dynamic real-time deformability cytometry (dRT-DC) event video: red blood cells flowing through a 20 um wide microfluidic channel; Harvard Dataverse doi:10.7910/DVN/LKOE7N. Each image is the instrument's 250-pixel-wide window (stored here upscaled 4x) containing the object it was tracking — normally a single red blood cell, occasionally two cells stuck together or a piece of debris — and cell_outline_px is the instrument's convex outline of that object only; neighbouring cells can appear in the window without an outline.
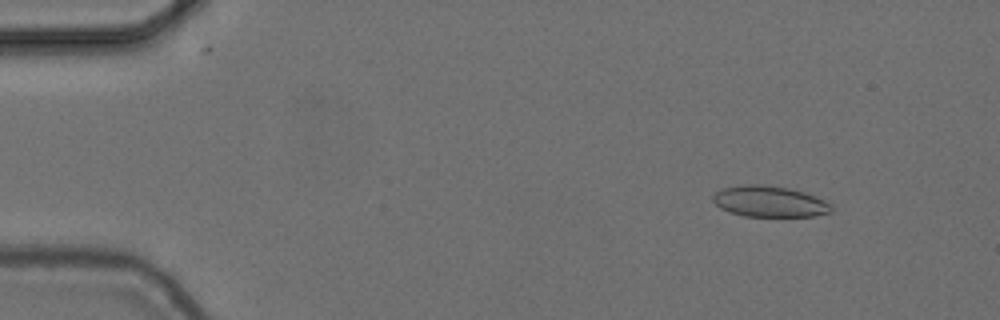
{"species": "common noctule bat (a hibernating species)", "species_latin": "Nyctalus noctula", "temperature_condition": "cold", "stored_images_in_passage": 56, "camera_frame_rate_fps": 3000, "um_per_image_px": 0.085, "animal": {"sex": "female", "body_mass_g": 24.6, "forearm_length_mm": 56.2}, "frame": {"image": 1, "passage_image": 7, "time_ms": 2.0, "image_size_px": [1000, 320], "cell_outline_px": [[832, 212], [816, 216], [744, 216], [728, 212], [720, 208], [712, 200], [712, 196], [716, 192], [724, 188], [744, 184], [760, 184], [788, 188], [804, 192], [824, 200], [832, 204]], "centroid_in_image_um": [65.41, 17.13], "position_along_channel_um": 19.6, "area_um2": 21.44}}
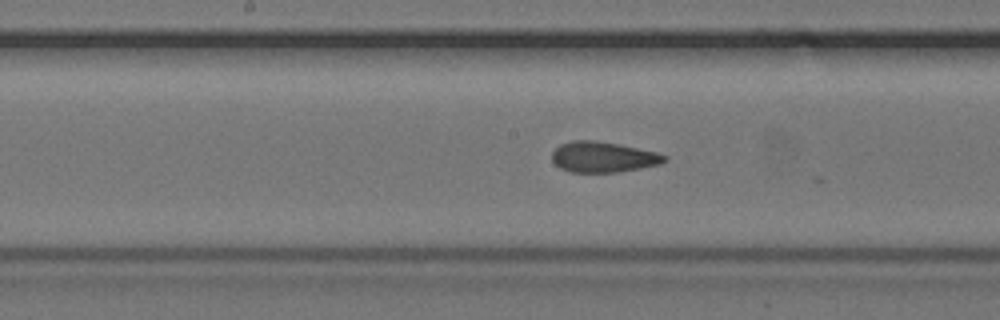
{"frame": {"image": 2, "passage_image": 29, "time_ms": 9.333, "image_size_px": [1000, 320], "cell_outline_px": [[668, 160], [660, 164], [640, 168], [616, 172], [572, 172], [560, 168], [552, 160], [552, 152], [560, 144], [572, 140], [592, 140], [620, 144], [656, 152], [668, 156]], "centroid_in_image_um": [51.27, 13.34], "position_along_channel_um": 196.9, "area_um2": 20.06}}
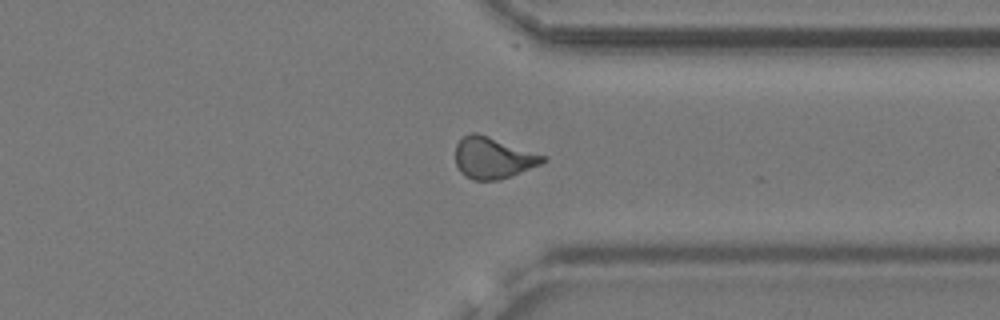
{"frame": {"image": 3, "passage_image": 43, "time_ms": 14.0, "image_size_px": [1000, 320], "cell_outline_px": [[548, 160], [540, 164], [512, 176], [500, 180], [472, 180], [464, 176], [460, 172], [456, 164], [456, 144], [464, 136], [472, 132], [476, 132], [548, 156]], "centroid_in_image_um": [41.92, 13.43], "position_along_channel_um": 369.5, "area_um2": 21.21}, "authors_computed_cell_mechanics": {"area_um2": 20.519, "velocity_mm_per_s": 3.7181, "shape_relaxation_time_tau1_ms": null, "shape_relaxation_time_tau2_ms": 1.862, "deformation_change_tau1": null, "deformation_change_tau2": 0.0771}}